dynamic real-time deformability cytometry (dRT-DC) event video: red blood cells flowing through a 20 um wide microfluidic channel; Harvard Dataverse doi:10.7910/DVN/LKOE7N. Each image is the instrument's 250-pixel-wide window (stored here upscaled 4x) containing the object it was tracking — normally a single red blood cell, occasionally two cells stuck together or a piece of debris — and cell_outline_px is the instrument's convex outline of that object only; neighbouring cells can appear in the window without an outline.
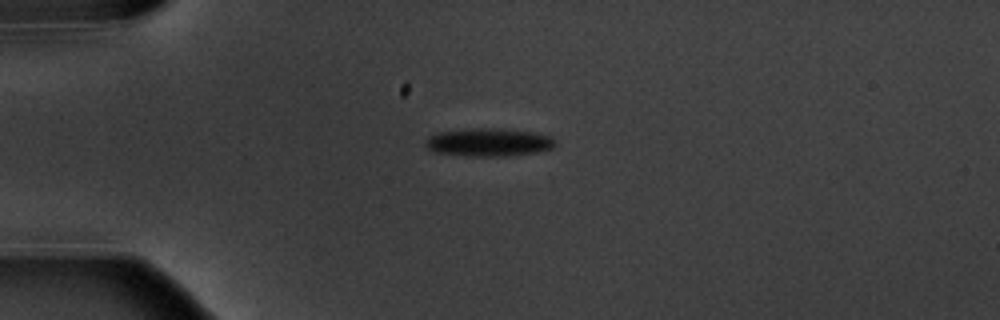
{"species": "common noctule bat (a hibernating species)", "species_latin": "Nyctalus noctula", "temperature_condition": "warm", "stored_images_in_passage": 2, "camera_frame_rate_fps": 3000, "um_per_image_px": 0.085, "animal": {"sex": "male", "body_mass_g": 20.1, "forearm_length_mm": 53.5}, "frame": {"image": 1, "passage_image": 1, "time_ms": 0.0, "image_size_px": [1000, 320], "cell_outline_px": [[556, 144], [552, 148], [536, 152], [508, 156], [472, 156], [432, 152], [424, 144], [428, 136], [436, 132], [472, 128], [492, 128], [532, 132], [548, 136], [556, 140]], "centroid_in_image_um": [41.49, 12.09], "position_along_channel_um": 43.5, "area_um2": 21.21}}